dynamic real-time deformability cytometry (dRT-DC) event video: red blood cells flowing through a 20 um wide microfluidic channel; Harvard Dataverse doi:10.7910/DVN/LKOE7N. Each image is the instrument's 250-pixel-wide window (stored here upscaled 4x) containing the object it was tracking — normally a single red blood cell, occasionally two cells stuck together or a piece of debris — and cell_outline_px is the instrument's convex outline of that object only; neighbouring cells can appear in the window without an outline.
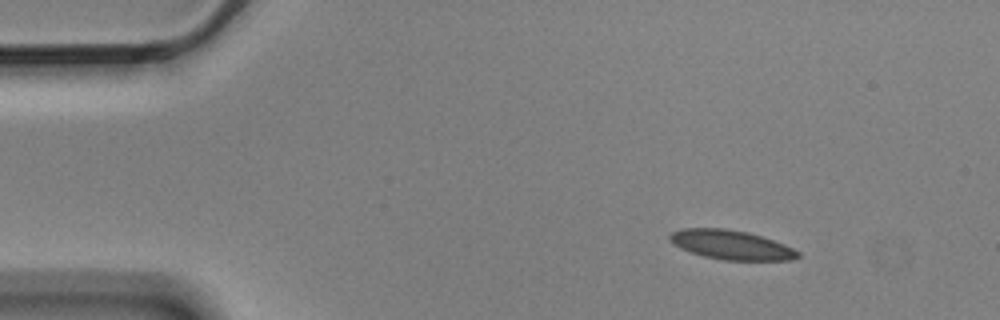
{"species": "Egyptian fruit bat (a non-hibernating species)", "species_latin": "Rousettus aegyptiacus", "temperature_condition": "cold", "stored_images_in_passage": 10, "camera_frame_rate_fps": 3000, "um_per_image_px": 0.085, "animal": {"sex": "male"}, "frame": {"image": 1, "passage_image": 2, "time_ms": 0.333, "image_size_px": [1000, 320], "cell_outline_px": [[800, 256], [792, 260], [724, 260], [704, 256], [680, 248], [668, 240], [668, 236], [672, 232], [680, 228], [724, 228], [748, 232], [784, 244], [800, 252]], "centroid_in_image_um": [62.13, 20.8], "position_along_channel_um": 22.9, "area_um2": 21.79}}
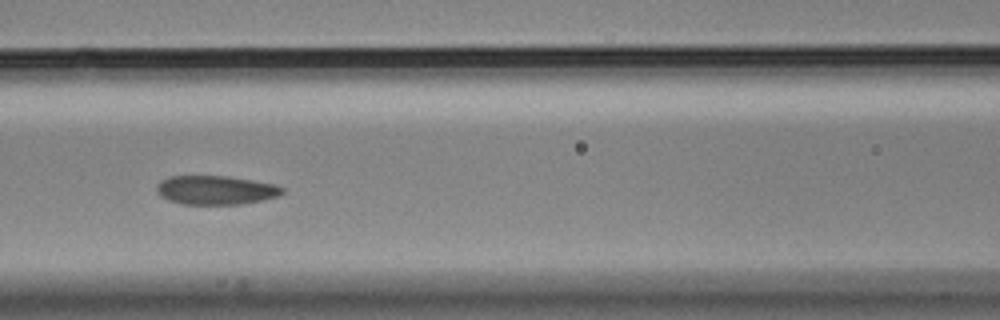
{"frame": {"image": 2, "passage_image": 7, "time_ms": 2.0, "image_size_px": [1000, 320], "cell_outline_px": [[284, 192], [280, 196], [264, 200], [240, 204], [184, 204], [168, 200], [160, 196], [156, 192], [156, 184], [160, 180], [168, 176], [228, 176], [276, 184], [284, 188]], "centroid_in_image_um": [18.34, 16.15], "position_along_channel_um": 148.3, "area_um2": 21.44}}
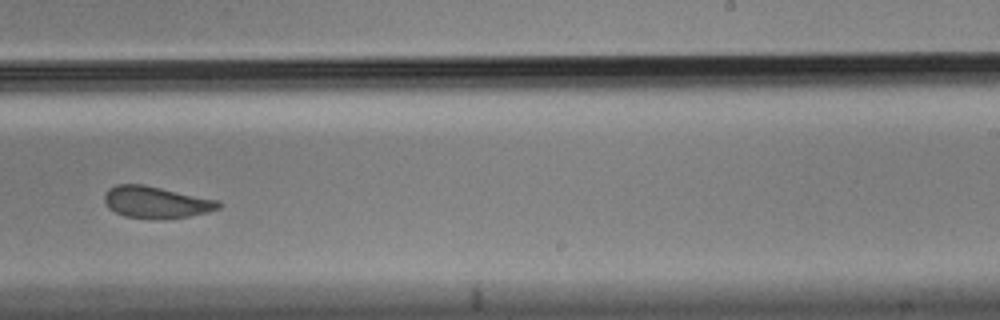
{"frame": {"image": 3, "passage_image": 10, "time_ms": 3.0, "image_size_px": [1000, 320], "cell_outline_px": [[224, 204], [220, 208], [208, 212], [188, 216], [160, 220], [152, 220], [124, 216], [108, 208], [104, 200], [104, 196], [108, 188], [116, 184], [144, 184], [220, 200]], "centroid_in_image_um": [13.3, 17.19], "position_along_channel_um": 275.7, "area_um2": 21.62}}